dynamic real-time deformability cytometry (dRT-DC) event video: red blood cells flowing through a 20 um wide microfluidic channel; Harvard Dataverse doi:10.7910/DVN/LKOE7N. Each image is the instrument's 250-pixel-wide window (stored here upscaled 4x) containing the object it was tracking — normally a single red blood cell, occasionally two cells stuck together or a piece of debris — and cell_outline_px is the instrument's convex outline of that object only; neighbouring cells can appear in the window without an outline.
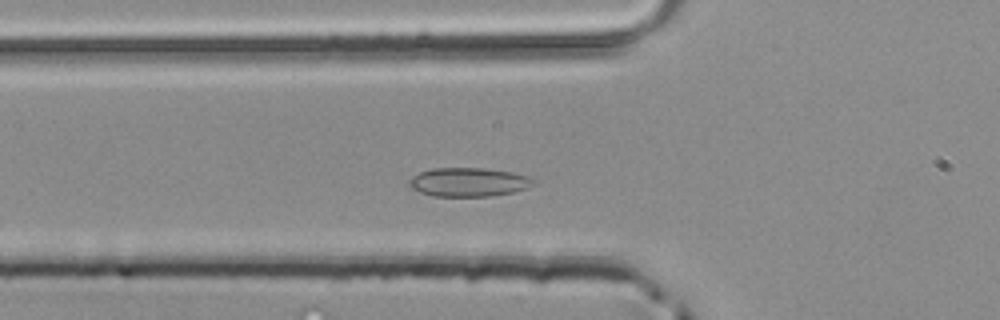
{"species": "common noctule bat (a hibernating species)", "species_latin": "Nyctalus noctula", "temperature_condition": "room temperature", "stored_images_in_passage": 33, "camera_frame_rate_fps": 3000, "um_per_image_px": 0.085, "animal": {"sex": "male", "body_mass_g": 20.4}, "frame": {"image": 1, "passage_image": 9, "time_ms": 2.667, "image_size_px": [1000, 320], "cell_outline_px": [[540, 180], [536, 184], [528, 188], [512, 192], [488, 196], [432, 196], [420, 192], [412, 188], [408, 184], [408, 180], [412, 176], [420, 172], [432, 168], [484, 168], [512, 172], [528, 176]], "centroid_in_image_um": [39.87, 15.47], "position_along_channel_um": 85.9, "area_um2": 21.1}}
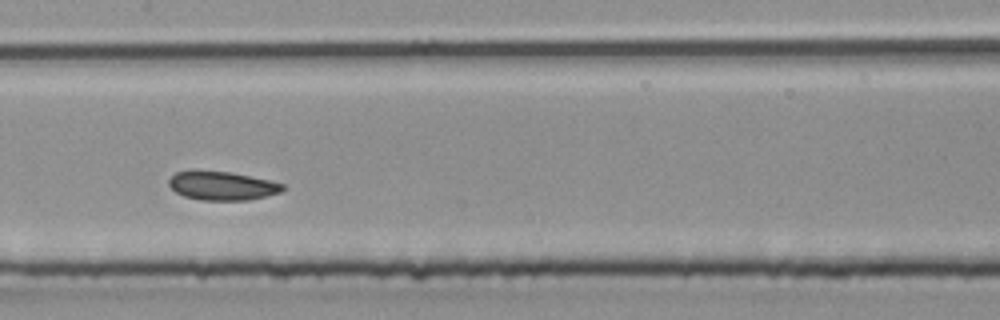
{"frame": {"image": 2, "passage_image": 16, "time_ms": 5.0, "image_size_px": [1000, 320], "cell_outline_px": [[284, 188], [280, 192], [248, 200], [200, 200], [184, 196], [176, 192], [168, 184], [168, 180], [176, 172], [192, 168], [196, 168], [228, 172], [268, 180], [284, 184]], "centroid_in_image_um": [18.79, 15.76], "position_along_channel_um": 188.6, "area_um2": 19.25}}
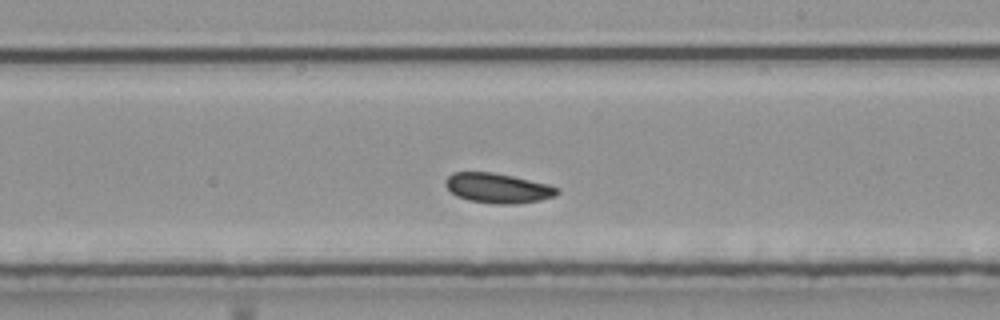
{"frame": {"image": 3, "passage_image": 20, "time_ms": 6.333, "image_size_px": [1000, 320], "cell_outline_px": [[560, 192], [556, 196], [540, 200], [516, 204], [492, 204], [468, 200], [456, 196], [444, 184], [444, 180], [452, 172], [492, 172], [512, 176], [548, 184], [560, 188]], "centroid_in_image_um": [42.32, 15.99], "position_along_channel_um": 246.7, "area_um2": 19.59}}